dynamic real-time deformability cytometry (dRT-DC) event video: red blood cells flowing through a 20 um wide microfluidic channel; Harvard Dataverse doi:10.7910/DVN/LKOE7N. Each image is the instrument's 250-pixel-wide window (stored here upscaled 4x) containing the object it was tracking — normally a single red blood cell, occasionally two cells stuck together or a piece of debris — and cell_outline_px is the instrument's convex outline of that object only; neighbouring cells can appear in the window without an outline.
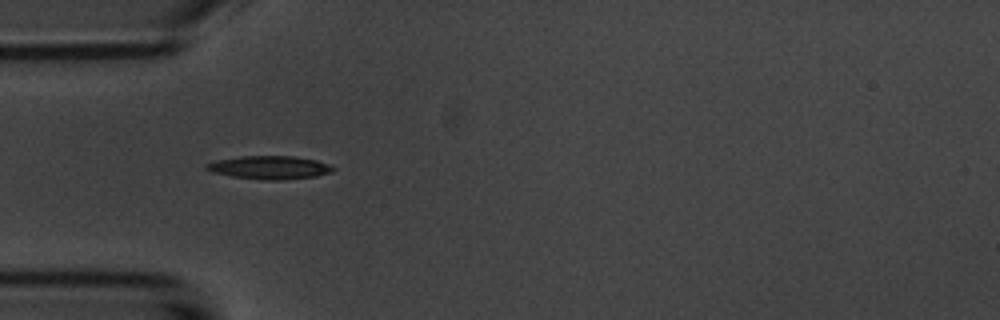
{"species": "common noctule bat (a hibernating species)", "species_latin": "Nyctalus noctula", "temperature_condition": "room temperature", "stored_images_in_passage": 6, "camera_frame_rate_fps": 3000, "um_per_image_px": 0.085, "animal": {"sex": "male", "body_mass_g": 20.1, "forearm_length_mm": 53.5}, "frame": {"image": 1, "passage_image": 5, "time_ms": 4.667, "image_size_px": [1000, 320], "cell_outline_px": [[336, 168], [332, 172], [316, 176], [280, 180], [264, 180], [232, 176], [212, 172], [204, 168], [204, 164], [216, 160], [240, 156], [292, 156], [316, 160], [328, 164]], "centroid_in_image_um": [22.89, 14.23], "position_along_channel_um": 62.1, "area_um2": 17.17}}
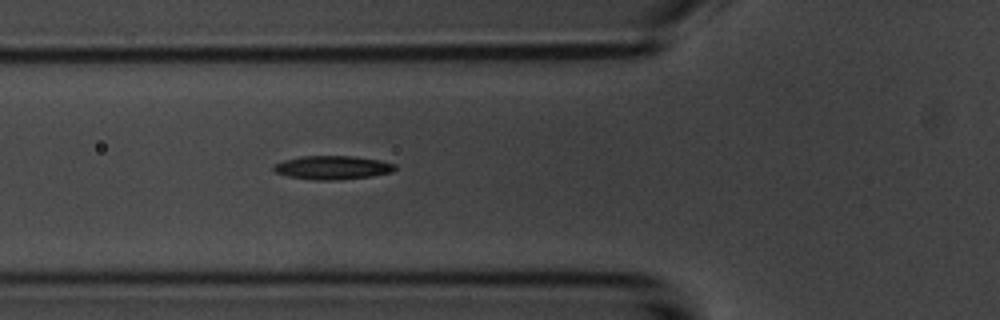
{"frame": {"image": 2, "passage_image": 6, "time_ms": 5.667, "image_size_px": [1000, 320], "cell_outline_px": [[396, 168], [392, 172], [372, 176], [340, 180], [316, 180], [288, 176], [276, 172], [272, 168], [272, 164], [284, 160], [300, 156], [352, 156], [380, 160], [396, 164]], "centroid_in_image_um": [28.26, 14.24], "position_along_channel_um": 97.5, "area_um2": 16.82}}